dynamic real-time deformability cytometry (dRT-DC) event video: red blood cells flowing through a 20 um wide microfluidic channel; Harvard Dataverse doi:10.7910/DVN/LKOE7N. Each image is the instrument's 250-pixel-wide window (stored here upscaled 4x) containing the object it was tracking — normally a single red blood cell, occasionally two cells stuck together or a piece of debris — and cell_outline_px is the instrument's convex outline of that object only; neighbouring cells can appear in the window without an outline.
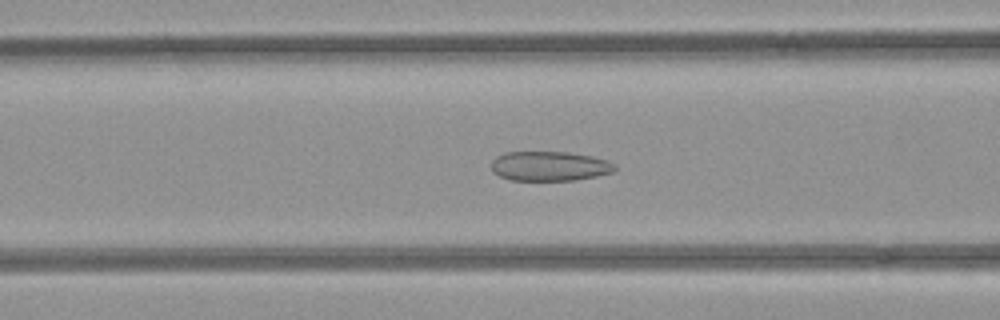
{"species": "common noctule bat (a hibernating species)", "species_latin": "Nyctalus noctula", "temperature_condition": "room temperature", "stored_images_in_passage": 49, "camera_frame_rate_fps": 3000, "um_per_image_px": 0.085, "animal": {"sex": "female", "body_mass_g": 21.9}, "frame": {"image": 1, "passage_image": 20, "time_ms": 6.333, "image_size_px": [1000, 320], "cell_outline_px": [[616, 168], [612, 172], [596, 176], [576, 180], [508, 180], [492, 172], [492, 160], [496, 156], [504, 152], [568, 152], [592, 156], [608, 160], [616, 164]], "centroid_in_image_um": [46.71, 14.12], "position_along_channel_um": 119.9, "area_um2": 21.44}}
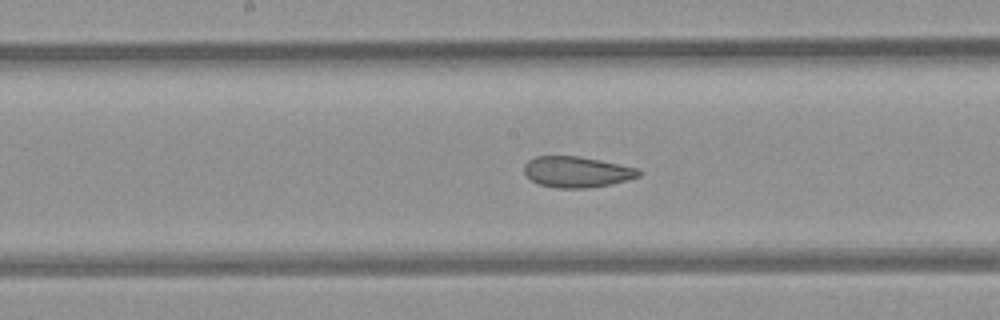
{"frame": {"image": 2, "passage_image": 26, "time_ms": 8.333, "image_size_px": [1000, 320], "cell_outline_px": [[640, 176], [628, 180], [612, 184], [588, 188], [556, 188], [540, 184], [532, 180], [524, 172], [524, 164], [528, 160], [536, 156], [580, 156], [600, 160], [636, 168], [640, 172]], "centroid_in_image_um": [49.02, 14.61], "position_along_channel_um": 199.2, "area_um2": 20.58}}
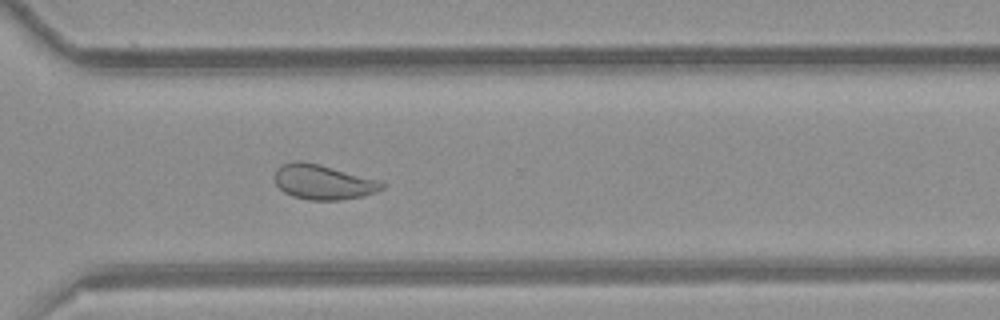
{"frame": {"image": 3, "passage_image": 37, "time_ms": 12.0, "image_size_px": [1000, 320], "cell_outline_px": [[384, 188], [376, 192], [364, 196], [340, 200], [308, 200], [292, 196], [284, 192], [276, 184], [272, 176], [276, 168], [284, 164], [296, 160], [300, 160], [320, 164], [380, 180], [384, 184]], "centroid_in_image_um": [27.45, 15.47], "position_along_channel_um": 343.2, "area_um2": 22.08}, "authors_computed_cell_mechanics": {"area_um2": 28.4376, "velocity_mm_per_s": 3.9393, "shape_relaxation_time_tau1_ms": null, "shape_relaxation_time_tau2_ms": 1.6876, "deformation_change_tau1": null, "deformation_change_tau2": 0.0588}}